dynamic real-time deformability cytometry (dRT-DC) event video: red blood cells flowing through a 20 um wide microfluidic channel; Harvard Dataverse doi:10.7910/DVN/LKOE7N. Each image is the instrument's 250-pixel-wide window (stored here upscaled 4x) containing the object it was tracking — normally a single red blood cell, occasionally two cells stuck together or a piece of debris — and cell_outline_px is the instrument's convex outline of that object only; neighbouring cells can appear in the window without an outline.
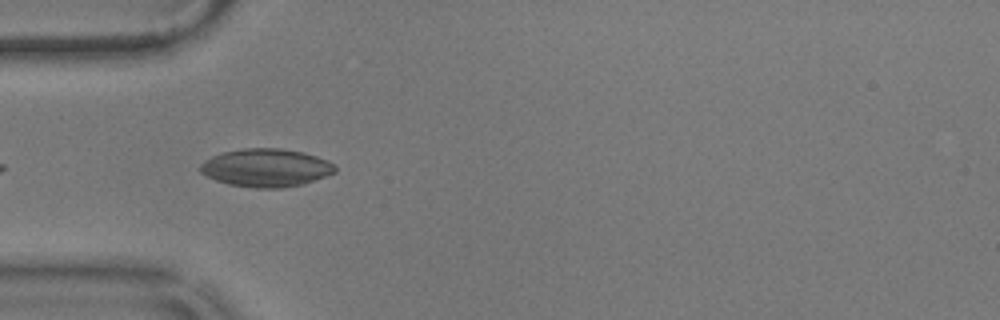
{"species": "common noctule bat (a hibernating species)", "species_latin": "Nyctalus noctula", "temperature_condition": "warm", "stored_images_in_passage": 27, "camera_frame_rate_fps": 3000, "um_per_image_px": 0.085, "animal": {"sex": "male", "body_mass_g": 17.9}, "frame": {"image": 1, "passage_image": 1, "time_ms": 0.0, "image_size_px": [1000, 320], "cell_outline_px": [[336, 172], [300, 184], [284, 188], [256, 188], [228, 184], [216, 180], [200, 172], [200, 164], [204, 160], [212, 156], [224, 152], [244, 148], [280, 148], [304, 152], [328, 160], [336, 164]], "centroid_in_image_um": [22.62, 14.25], "position_along_channel_um": 62.4, "area_um2": 29.82}, "authors_computed_cell_mechanics": {"area_um2": 15.9528, "velocity_mm_per_s": 3.5547, "shape_relaxation_time_tau1_ms": 2.6792, "shape_relaxation_time_tau2_ms": 2.7534, "deformation_change_tau1": 0.0987, "deformation_change_tau2": 0.0855}}